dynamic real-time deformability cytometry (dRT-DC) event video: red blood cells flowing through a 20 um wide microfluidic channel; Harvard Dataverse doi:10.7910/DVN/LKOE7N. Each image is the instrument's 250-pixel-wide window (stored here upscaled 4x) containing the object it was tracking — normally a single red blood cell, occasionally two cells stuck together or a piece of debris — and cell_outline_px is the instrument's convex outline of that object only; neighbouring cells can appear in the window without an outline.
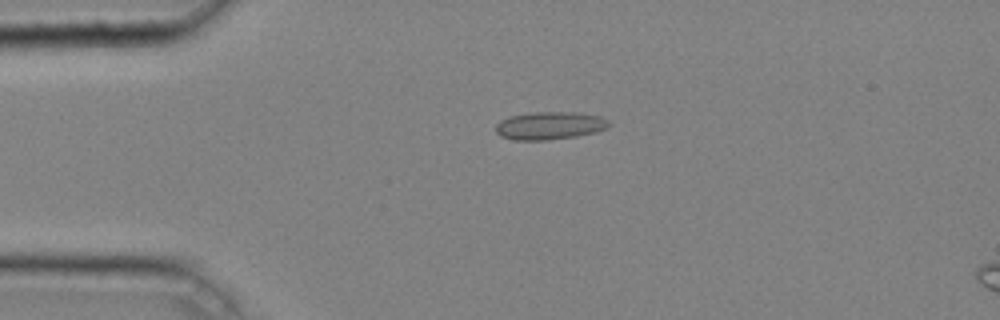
{"species": "common noctule bat (a hibernating species)", "species_latin": "Nyctalus noctula", "temperature_condition": "cold", "stored_images_in_passage": 4, "camera_frame_rate_fps": 3000, "um_per_image_px": 0.085, "animal": {"sex": "male", "body_mass_g": 20.4}, "frame": {"image": 1, "passage_image": 3, "time_ms": 0.667, "image_size_px": [1000, 320], "cell_outline_px": [[612, 124], [596, 132], [576, 136], [548, 140], [512, 140], [500, 136], [496, 132], [496, 124], [500, 120], [508, 116], [532, 112], [576, 112], [600, 116], [608, 120]], "centroid_in_image_um": [46.69, 10.67], "position_along_channel_um": 38.3, "area_um2": 18.5}}